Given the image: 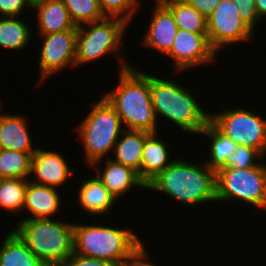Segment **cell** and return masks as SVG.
Returning a JSON list of instances; mask_svg holds the SVG:
<instances>
[{"mask_svg": "<svg viewBox=\"0 0 266 266\" xmlns=\"http://www.w3.org/2000/svg\"><path fill=\"white\" fill-rule=\"evenodd\" d=\"M3 180H4V178L0 175V186H1V183Z\"/></svg>", "mask_w": 266, "mask_h": 266, "instance_id": "obj_38", "label": "cell"}, {"mask_svg": "<svg viewBox=\"0 0 266 266\" xmlns=\"http://www.w3.org/2000/svg\"><path fill=\"white\" fill-rule=\"evenodd\" d=\"M42 44L39 47L40 57L39 73L40 79L37 85L45 83V80L54 77L56 73H60L64 69L76 68V39L77 27L72 30L63 32L50 33L47 35H39ZM51 76V77H50Z\"/></svg>", "mask_w": 266, "mask_h": 266, "instance_id": "obj_11", "label": "cell"}, {"mask_svg": "<svg viewBox=\"0 0 266 266\" xmlns=\"http://www.w3.org/2000/svg\"><path fill=\"white\" fill-rule=\"evenodd\" d=\"M20 16L0 17V48L11 51H25L30 45L32 28Z\"/></svg>", "mask_w": 266, "mask_h": 266, "instance_id": "obj_23", "label": "cell"}, {"mask_svg": "<svg viewBox=\"0 0 266 266\" xmlns=\"http://www.w3.org/2000/svg\"><path fill=\"white\" fill-rule=\"evenodd\" d=\"M238 200L264 210L266 204V162L259 166L235 169L222 168L216 172V202ZM219 202V203H218Z\"/></svg>", "mask_w": 266, "mask_h": 266, "instance_id": "obj_8", "label": "cell"}, {"mask_svg": "<svg viewBox=\"0 0 266 266\" xmlns=\"http://www.w3.org/2000/svg\"><path fill=\"white\" fill-rule=\"evenodd\" d=\"M166 56L172 59L174 74L181 75L184 71L187 72V69L214 64L217 52L211 47L207 33H191L178 29L171 50Z\"/></svg>", "mask_w": 266, "mask_h": 266, "instance_id": "obj_12", "label": "cell"}, {"mask_svg": "<svg viewBox=\"0 0 266 266\" xmlns=\"http://www.w3.org/2000/svg\"><path fill=\"white\" fill-rule=\"evenodd\" d=\"M149 257V251L145 247L132 260L120 266H160L155 263L153 264V261L150 262Z\"/></svg>", "mask_w": 266, "mask_h": 266, "instance_id": "obj_35", "label": "cell"}, {"mask_svg": "<svg viewBox=\"0 0 266 266\" xmlns=\"http://www.w3.org/2000/svg\"><path fill=\"white\" fill-rule=\"evenodd\" d=\"M32 5L31 0H0V17H21L27 8L32 10Z\"/></svg>", "mask_w": 266, "mask_h": 266, "instance_id": "obj_32", "label": "cell"}, {"mask_svg": "<svg viewBox=\"0 0 266 266\" xmlns=\"http://www.w3.org/2000/svg\"><path fill=\"white\" fill-rule=\"evenodd\" d=\"M150 132L125 129L118 138L110 157L114 162L132 168L140 178L142 150L146 137Z\"/></svg>", "mask_w": 266, "mask_h": 266, "instance_id": "obj_21", "label": "cell"}, {"mask_svg": "<svg viewBox=\"0 0 266 266\" xmlns=\"http://www.w3.org/2000/svg\"><path fill=\"white\" fill-rule=\"evenodd\" d=\"M102 162V160L96 161L91 167L93 170L95 168L94 173L96 176L117 200L119 199L121 201L122 196H127L126 194L132 188L146 189V185L140 180L138 173L132 168L116 163L110 158L105 159L104 166H101L103 164Z\"/></svg>", "mask_w": 266, "mask_h": 266, "instance_id": "obj_15", "label": "cell"}, {"mask_svg": "<svg viewBox=\"0 0 266 266\" xmlns=\"http://www.w3.org/2000/svg\"><path fill=\"white\" fill-rule=\"evenodd\" d=\"M32 10L36 11L38 35L63 32L77 27L62 0L36 1L33 2Z\"/></svg>", "mask_w": 266, "mask_h": 266, "instance_id": "obj_20", "label": "cell"}, {"mask_svg": "<svg viewBox=\"0 0 266 266\" xmlns=\"http://www.w3.org/2000/svg\"><path fill=\"white\" fill-rule=\"evenodd\" d=\"M159 133L160 131L150 133L145 139L142 150L140 180L146 186L175 160L171 157L170 140L159 138Z\"/></svg>", "mask_w": 266, "mask_h": 266, "instance_id": "obj_19", "label": "cell"}, {"mask_svg": "<svg viewBox=\"0 0 266 266\" xmlns=\"http://www.w3.org/2000/svg\"><path fill=\"white\" fill-rule=\"evenodd\" d=\"M61 266H115L114 264L97 258H91L72 253Z\"/></svg>", "mask_w": 266, "mask_h": 266, "instance_id": "obj_33", "label": "cell"}, {"mask_svg": "<svg viewBox=\"0 0 266 266\" xmlns=\"http://www.w3.org/2000/svg\"><path fill=\"white\" fill-rule=\"evenodd\" d=\"M105 225L74 222V253L120 266L146 247L135 228Z\"/></svg>", "mask_w": 266, "mask_h": 266, "instance_id": "obj_4", "label": "cell"}, {"mask_svg": "<svg viewBox=\"0 0 266 266\" xmlns=\"http://www.w3.org/2000/svg\"><path fill=\"white\" fill-rule=\"evenodd\" d=\"M78 188L77 193V205L80 207V211H84L85 215H94L93 221L96 222V216L101 217L113 212L114 206L118 203L115 196H113L109 190L103 185L101 180L96 176L89 177L84 176V179ZM116 203V204H115ZM87 212V213H86Z\"/></svg>", "mask_w": 266, "mask_h": 266, "instance_id": "obj_16", "label": "cell"}, {"mask_svg": "<svg viewBox=\"0 0 266 266\" xmlns=\"http://www.w3.org/2000/svg\"><path fill=\"white\" fill-rule=\"evenodd\" d=\"M129 25L123 19L106 17L98 22L77 26L76 67L99 61L112 53L117 55L120 70L131 66L123 56L125 52L121 53L125 43L122 39L126 36Z\"/></svg>", "mask_w": 266, "mask_h": 266, "instance_id": "obj_7", "label": "cell"}, {"mask_svg": "<svg viewBox=\"0 0 266 266\" xmlns=\"http://www.w3.org/2000/svg\"><path fill=\"white\" fill-rule=\"evenodd\" d=\"M187 4L194 7L200 12L206 19L212 14L215 8L220 4L222 0H184Z\"/></svg>", "mask_w": 266, "mask_h": 266, "instance_id": "obj_34", "label": "cell"}, {"mask_svg": "<svg viewBox=\"0 0 266 266\" xmlns=\"http://www.w3.org/2000/svg\"><path fill=\"white\" fill-rule=\"evenodd\" d=\"M264 160L266 161L265 156L259 150L245 145H239L238 151L233 152L227 157L225 168H251L259 166Z\"/></svg>", "mask_w": 266, "mask_h": 266, "instance_id": "obj_30", "label": "cell"}, {"mask_svg": "<svg viewBox=\"0 0 266 266\" xmlns=\"http://www.w3.org/2000/svg\"><path fill=\"white\" fill-rule=\"evenodd\" d=\"M238 7L243 21L255 32L256 27L260 23V19L256 10L255 0H232Z\"/></svg>", "mask_w": 266, "mask_h": 266, "instance_id": "obj_31", "label": "cell"}, {"mask_svg": "<svg viewBox=\"0 0 266 266\" xmlns=\"http://www.w3.org/2000/svg\"><path fill=\"white\" fill-rule=\"evenodd\" d=\"M28 179L6 178L0 186V209L9 212L23 213L25 203V192Z\"/></svg>", "mask_w": 266, "mask_h": 266, "instance_id": "obj_27", "label": "cell"}, {"mask_svg": "<svg viewBox=\"0 0 266 266\" xmlns=\"http://www.w3.org/2000/svg\"><path fill=\"white\" fill-rule=\"evenodd\" d=\"M166 6L171 10L178 29L191 33H207V19L184 0Z\"/></svg>", "mask_w": 266, "mask_h": 266, "instance_id": "obj_26", "label": "cell"}, {"mask_svg": "<svg viewBox=\"0 0 266 266\" xmlns=\"http://www.w3.org/2000/svg\"><path fill=\"white\" fill-rule=\"evenodd\" d=\"M0 246V266H45L12 230Z\"/></svg>", "mask_w": 266, "mask_h": 266, "instance_id": "obj_24", "label": "cell"}, {"mask_svg": "<svg viewBox=\"0 0 266 266\" xmlns=\"http://www.w3.org/2000/svg\"><path fill=\"white\" fill-rule=\"evenodd\" d=\"M155 75L150 74V92L157 121L162 117L172 122L175 128L198 136L210 121L211 112L204 110L206 107L202 108V103L193 95L191 88L177 80Z\"/></svg>", "mask_w": 266, "mask_h": 266, "instance_id": "obj_3", "label": "cell"}, {"mask_svg": "<svg viewBox=\"0 0 266 266\" xmlns=\"http://www.w3.org/2000/svg\"><path fill=\"white\" fill-rule=\"evenodd\" d=\"M105 17L120 18L127 23L133 22L141 6L140 0H98ZM140 5V6H139Z\"/></svg>", "mask_w": 266, "mask_h": 266, "instance_id": "obj_29", "label": "cell"}, {"mask_svg": "<svg viewBox=\"0 0 266 266\" xmlns=\"http://www.w3.org/2000/svg\"><path fill=\"white\" fill-rule=\"evenodd\" d=\"M178 1H183V0H155L154 4L155 5H167V4L178 2Z\"/></svg>", "mask_w": 266, "mask_h": 266, "instance_id": "obj_37", "label": "cell"}, {"mask_svg": "<svg viewBox=\"0 0 266 266\" xmlns=\"http://www.w3.org/2000/svg\"><path fill=\"white\" fill-rule=\"evenodd\" d=\"M3 107H0V148L35 153L38 146H33L26 116L5 113Z\"/></svg>", "mask_w": 266, "mask_h": 266, "instance_id": "obj_18", "label": "cell"}, {"mask_svg": "<svg viewBox=\"0 0 266 266\" xmlns=\"http://www.w3.org/2000/svg\"><path fill=\"white\" fill-rule=\"evenodd\" d=\"M58 151L45 150L38 146L32 156L29 180L59 190L75 172L70 169L65 155Z\"/></svg>", "mask_w": 266, "mask_h": 266, "instance_id": "obj_13", "label": "cell"}, {"mask_svg": "<svg viewBox=\"0 0 266 266\" xmlns=\"http://www.w3.org/2000/svg\"><path fill=\"white\" fill-rule=\"evenodd\" d=\"M57 219L19 220L12 229L45 266H61L74 252V222Z\"/></svg>", "mask_w": 266, "mask_h": 266, "instance_id": "obj_5", "label": "cell"}, {"mask_svg": "<svg viewBox=\"0 0 266 266\" xmlns=\"http://www.w3.org/2000/svg\"><path fill=\"white\" fill-rule=\"evenodd\" d=\"M118 85L103 96L114 107L123 127L156 133L158 121L152 105L150 73L131 66L119 71ZM159 129V130H158Z\"/></svg>", "mask_w": 266, "mask_h": 266, "instance_id": "obj_2", "label": "cell"}, {"mask_svg": "<svg viewBox=\"0 0 266 266\" xmlns=\"http://www.w3.org/2000/svg\"><path fill=\"white\" fill-rule=\"evenodd\" d=\"M33 154L0 148V175L4 179H29Z\"/></svg>", "mask_w": 266, "mask_h": 266, "instance_id": "obj_25", "label": "cell"}, {"mask_svg": "<svg viewBox=\"0 0 266 266\" xmlns=\"http://www.w3.org/2000/svg\"><path fill=\"white\" fill-rule=\"evenodd\" d=\"M176 158L147 186V190L164 193L183 206L196 208L206 202L216 203V172L203 160L194 163Z\"/></svg>", "mask_w": 266, "mask_h": 266, "instance_id": "obj_1", "label": "cell"}, {"mask_svg": "<svg viewBox=\"0 0 266 266\" xmlns=\"http://www.w3.org/2000/svg\"><path fill=\"white\" fill-rule=\"evenodd\" d=\"M249 108H226L210 113V121L238 145L259 150L266 157V119Z\"/></svg>", "mask_w": 266, "mask_h": 266, "instance_id": "obj_9", "label": "cell"}, {"mask_svg": "<svg viewBox=\"0 0 266 266\" xmlns=\"http://www.w3.org/2000/svg\"><path fill=\"white\" fill-rule=\"evenodd\" d=\"M149 27L144 32L141 45L155 49L165 56L170 52L178 26L171 10L166 5H154Z\"/></svg>", "mask_w": 266, "mask_h": 266, "instance_id": "obj_14", "label": "cell"}, {"mask_svg": "<svg viewBox=\"0 0 266 266\" xmlns=\"http://www.w3.org/2000/svg\"><path fill=\"white\" fill-rule=\"evenodd\" d=\"M57 188L37 184L28 179L23 212L29 219L54 218L61 210L63 199ZM29 215V216H28Z\"/></svg>", "mask_w": 266, "mask_h": 266, "instance_id": "obj_17", "label": "cell"}, {"mask_svg": "<svg viewBox=\"0 0 266 266\" xmlns=\"http://www.w3.org/2000/svg\"><path fill=\"white\" fill-rule=\"evenodd\" d=\"M199 134L210 140L209 150L207 149L209 155L204 160L205 164L215 172L225 168L227 157L239 149L236 141L222 133L211 121L207 123Z\"/></svg>", "mask_w": 266, "mask_h": 266, "instance_id": "obj_22", "label": "cell"}, {"mask_svg": "<svg viewBox=\"0 0 266 266\" xmlns=\"http://www.w3.org/2000/svg\"><path fill=\"white\" fill-rule=\"evenodd\" d=\"M255 6L259 19L262 22L266 18V0H255Z\"/></svg>", "mask_w": 266, "mask_h": 266, "instance_id": "obj_36", "label": "cell"}, {"mask_svg": "<svg viewBox=\"0 0 266 266\" xmlns=\"http://www.w3.org/2000/svg\"><path fill=\"white\" fill-rule=\"evenodd\" d=\"M114 107L102 95L92 109L75 127L85 152V163L90 167L94 162L110 158L115 144L125 130Z\"/></svg>", "mask_w": 266, "mask_h": 266, "instance_id": "obj_6", "label": "cell"}, {"mask_svg": "<svg viewBox=\"0 0 266 266\" xmlns=\"http://www.w3.org/2000/svg\"><path fill=\"white\" fill-rule=\"evenodd\" d=\"M76 26L98 22L104 16L98 0H62Z\"/></svg>", "mask_w": 266, "mask_h": 266, "instance_id": "obj_28", "label": "cell"}, {"mask_svg": "<svg viewBox=\"0 0 266 266\" xmlns=\"http://www.w3.org/2000/svg\"><path fill=\"white\" fill-rule=\"evenodd\" d=\"M1 98V97H0ZM3 101H2V99H0V107L3 105V103H2Z\"/></svg>", "mask_w": 266, "mask_h": 266, "instance_id": "obj_39", "label": "cell"}, {"mask_svg": "<svg viewBox=\"0 0 266 266\" xmlns=\"http://www.w3.org/2000/svg\"><path fill=\"white\" fill-rule=\"evenodd\" d=\"M254 32L241 18L232 0H222L207 19V37L211 47L221 49L253 40Z\"/></svg>", "mask_w": 266, "mask_h": 266, "instance_id": "obj_10", "label": "cell"}]
</instances>
